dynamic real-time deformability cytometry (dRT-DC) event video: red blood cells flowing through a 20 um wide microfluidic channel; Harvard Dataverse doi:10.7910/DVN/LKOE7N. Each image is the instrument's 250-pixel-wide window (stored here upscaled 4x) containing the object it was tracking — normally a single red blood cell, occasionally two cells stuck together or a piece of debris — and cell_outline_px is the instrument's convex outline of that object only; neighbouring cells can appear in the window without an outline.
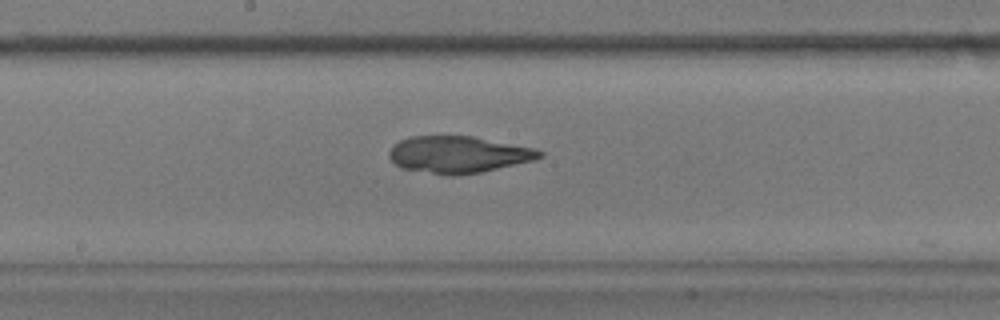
{"species": "common noctule bat (a hibernating species)", "species_latin": "Nyctalus noctula", "temperature_condition": "warm", "stored_images_in_passage": 32, "camera_frame_rate_fps": 3000, "um_per_image_px": 0.085, "animal": {"sex": "male", "body_mass_g": 17.9}, "frame": {"image": 1, "passage_image": 17, "time_ms": 5.333, "image_size_px": [1000, 320], "cell_outline_px": [[544, 156], [532, 160], [480, 172], [452, 176], [400, 168], [388, 156], [388, 152], [400, 140], [408, 136], [472, 136], [536, 148], [544, 152]], "centroid_in_image_um": [38.96, 13.13], "position_along_channel_um": 209.2, "area_um2": 32.08}}
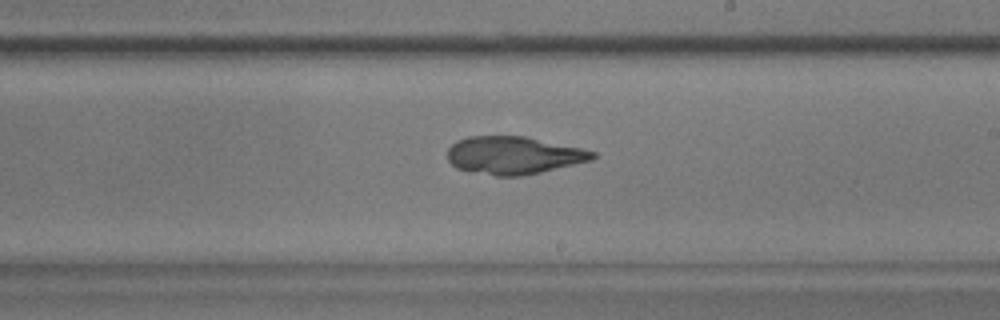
{"frame": {"image": 2, "passage_image": 20, "time_ms": 6.333, "image_size_px": [1000, 320], "cell_outline_px": [[596, 156], [592, 160], [540, 172], [520, 176], [496, 176], [456, 168], [448, 160], [448, 148], [456, 140], [468, 136], [524, 136], [580, 148], [596, 152]], "centroid_in_image_um": [43.63, 13.19], "position_along_channel_um": 245.4, "area_um2": 31.67}}
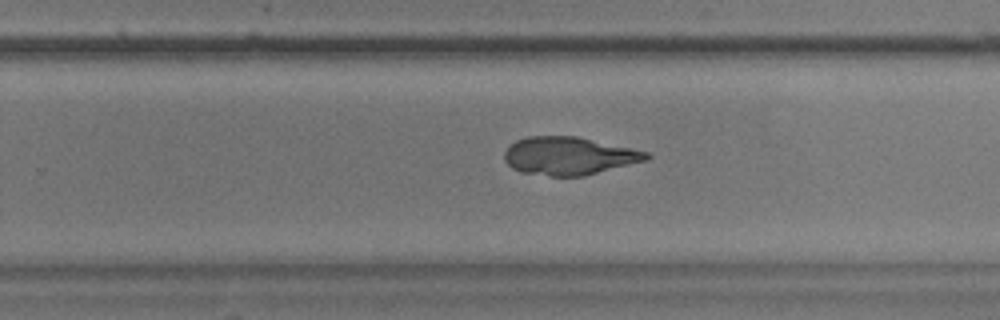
{"frame": {"image": 3, "passage_image": 23, "time_ms": 7.333, "image_size_px": [1000, 320], "cell_outline_px": [[652, 156], [648, 160], [584, 176], [552, 176], [520, 172], [512, 168], [504, 160], [504, 152], [508, 144], [516, 140], [528, 136], [576, 136], [632, 148], [648, 152]], "centroid_in_image_um": [48.35, 13.25], "position_along_channel_um": 281.5, "area_um2": 31.62}}